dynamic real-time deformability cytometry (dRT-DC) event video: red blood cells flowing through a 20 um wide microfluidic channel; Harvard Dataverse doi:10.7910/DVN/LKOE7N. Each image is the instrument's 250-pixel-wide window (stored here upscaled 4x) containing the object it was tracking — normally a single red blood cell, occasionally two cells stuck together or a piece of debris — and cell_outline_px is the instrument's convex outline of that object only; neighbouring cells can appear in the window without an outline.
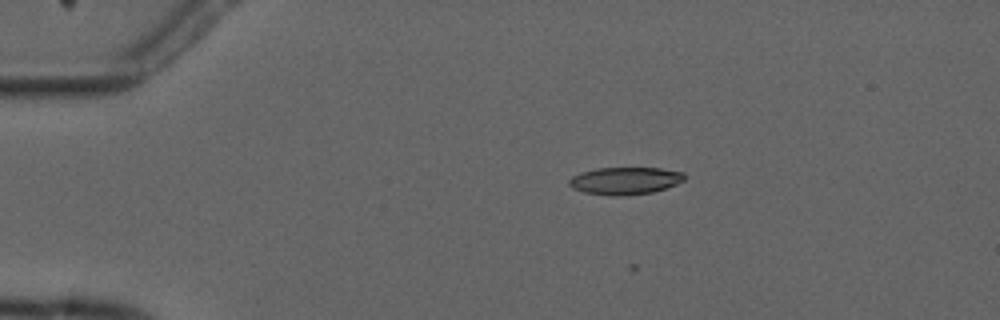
{"species": "common noctule bat (a hibernating species)", "species_latin": "Nyctalus noctula", "temperature_condition": "cold", "stored_images_in_passage": 6, "camera_frame_rate_fps": 3000, "um_per_image_px": 0.085, "animal": {"sex": "male", "forearm_length_mm": 52.5}, "frame": {"image": 1, "passage_image": 2, "time_ms": 2.0, "image_size_px": [1000, 320], "cell_outline_px": [[684, 180], [676, 184], [652, 192], [620, 196], [612, 196], [584, 192], [572, 188], [568, 184], [568, 180], [572, 176], [580, 172], [596, 168], [660, 168], [684, 172]], "centroid_in_image_um": [53.09, 15.36], "position_along_channel_um": 31.9, "area_um2": 18.38}}
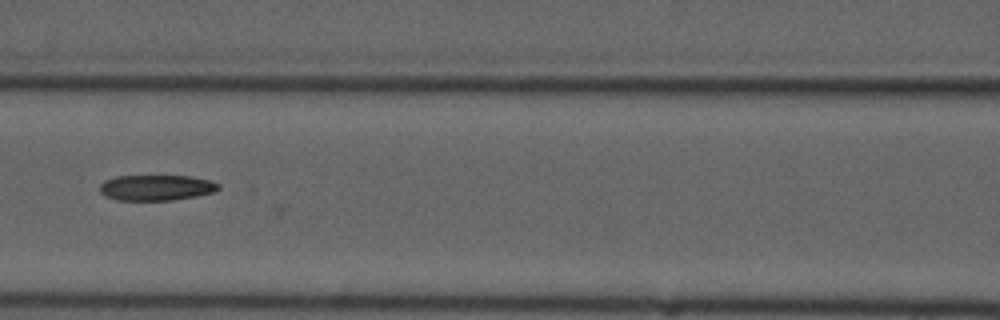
{"frame": {"image": 2, "passage_image": 6, "time_ms": 6.667, "image_size_px": [1000, 320], "cell_outline_px": [[220, 188], [216, 192], [196, 196], [172, 200], [116, 200], [104, 196], [100, 192], [100, 184], [104, 180], [116, 176], [192, 176], [212, 180], [220, 184]], "centroid_in_image_um": [13.31, 15.95], "position_along_channel_um": 153.3, "area_um2": 17.98}}